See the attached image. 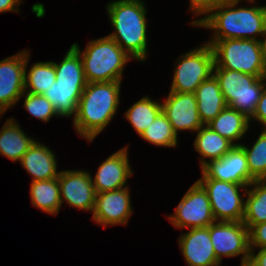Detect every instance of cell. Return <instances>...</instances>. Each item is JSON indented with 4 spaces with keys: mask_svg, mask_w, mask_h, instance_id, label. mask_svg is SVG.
I'll return each instance as SVG.
<instances>
[{
    "mask_svg": "<svg viewBox=\"0 0 266 266\" xmlns=\"http://www.w3.org/2000/svg\"><path fill=\"white\" fill-rule=\"evenodd\" d=\"M241 266H252L249 262H245L244 264H242Z\"/></svg>",
    "mask_w": 266,
    "mask_h": 266,
    "instance_id": "cell-38",
    "label": "cell"
},
{
    "mask_svg": "<svg viewBox=\"0 0 266 266\" xmlns=\"http://www.w3.org/2000/svg\"><path fill=\"white\" fill-rule=\"evenodd\" d=\"M239 1L233 0L216 6L206 13L208 14L206 17L194 20L191 24L215 29L211 40L249 39L259 41L256 37L262 36L266 28V6L237 8Z\"/></svg>",
    "mask_w": 266,
    "mask_h": 266,
    "instance_id": "cell-1",
    "label": "cell"
},
{
    "mask_svg": "<svg viewBox=\"0 0 266 266\" xmlns=\"http://www.w3.org/2000/svg\"><path fill=\"white\" fill-rule=\"evenodd\" d=\"M111 37L133 59L144 61L147 56L146 7L142 0H117L107 4Z\"/></svg>",
    "mask_w": 266,
    "mask_h": 266,
    "instance_id": "cell-3",
    "label": "cell"
},
{
    "mask_svg": "<svg viewBox=\"0 0 266 266\" xmlns=\"http://www.w3.org/2000/svg\"><path fill=\"white\" fill-rule=\"evenodd\" d=\"M127 151V147L118 150L98 167L92 180L96 193L125 188L127 178L132 176Z\"/></svg>",
    "mask_w": 266,
    "mask_h": 266,
    "instance_id": "cell-16",
    "label": "cell"
},
{
    "mask_svg": "<svg viewBox=\"0 0 266 266\" xmlns=\"http://www.w3.org/2000/svg\"><path fill=\"white\" fill-rule=\"evenodd\" d=\"M201 169V178L241 185H250L255 180L250 175L245 151L241 146H233L222 158L208 161Z\"/></svg>",
    "mask_w": 266,
    "mask_h": 266,
    "instance_id": "cell-11",
    "label": "cell"
},
{
    "mask_svg": "<svg viewBox=\"0 0 266 266\" xmlns=\"http://www.w3.org/2000/svg\"><path fill=\"white\" fill-rule=\"evenodd\" d=\"M129 188L97 193L93 220L104 226L126 224L132 214Z\"/></svg>",
    "mask_w": 266,
    "mask_h": 266,
    "instance_id": "cell-15",
    "label": "cell"
},
{
    "mask_svg": "<svg viewBox=\"0 0 266 266\" xmlns=\"http://www.w3.org/2000/svg\"><path fill=\"white\" fill-rule=\"evenodd\" d=\"M248 189L247 199L244 205L242 222L245 225H256L266 222V180H254Z\"/></svg>",
    "mask_w": 266,
    "mask_h": 266,
    "instance_id": "cell-25",
    "label": "cell"
},
{
    "mask_svg": "<svg viewBox=\"0 0 266 266\" xmlns=\"http://www.w3.org/2000/svg\"><path fill=\"white\" fill-rule=\"evenodd\" d=\"M248 262L252 266H266V248H260L257 254H254V251L250 250Z\"/></svg>",
    "mask_w": 266,
    "mask_h": 266,
    "instance_id": "cell-35",
    "label": "cell"
},
{
    "mask_svg": "<svg viewBox=\"0 0 266 266\" xmlns=\"http://www.w3.org/2000/svg\"><path fill=\"white\" fill-rule=\"evenodd\" d=\"M162 112L171 123L175 133L178 131H197L203 126L197 109L194 93L170 91L167 100L161 103Z\"/></svg>",
    "mask_w": 266,
    "mask_h": 266,
    "instance_id": "cell-14",
    "label": "cell"
},
{
    "mask_svg": "<svg viewBox=\"0 0 266 266\" xmlns=\"http://www.w3.org/2000/svg\"><path fill=\"white\" fill-rule=\"evenodd\" d=\"M206 191L215 221L242 222L244 205L239 189L249 185L229 183L211 178H200L197 181ZM242 197V198H241Z\"/></svg>",
    "mask_w": 266,
    "mask_h": 266,
    "instance_id": "cell-8",
    "label": "cell"
},
{
    "mask_svg": "<svg viewBox=\"0 0 266 266\" xmlns=\"http://www.w3.org/2000/svg\"><path fill=\"white\" fill-rule=\"evenodd\" d=\"M209 235L217 260L243 255L241 265L249 261V230L243 222L215 221L209 225Z\"/></svg>",
    "mask_w": 266,
    "mask_h": 266,
    "instance_id": "cell-10",
    "label": "cell"
},
{
    "mask_svg": "<svg viewBox=\"0 0 266 266\" xmlns=\"http://www.w3.org/2000/svg\"><path fill=\"white\" fill-rule=\"evenodd\" d=\"M86 86L87 83L55 81L43 95L51 102L58 116L75 117L79 99Z\"/></svg>",
    "mask_w": 266,
    "mask_h": 266,
    "instance_id": "cell-19",
    "label": "cell"
},
{
    "mask_svg": "<svg viewBox=\"0 0 266 266\" xmlns=\"http://www.w3.org/2000/svg\"><path fill=\"white\" fill-rule=\"evenodd\" d=\"M71 46L81 56L88 83L121 81L126 63L133 59L109 36L92 40L84 52L77 43Z\"/></svg>",
    "mask_w": 266,
    "mask_h": 266,
    "instance_id": "cell-4",
    "label": "cell"
},
{
    "mask_svg": "<svg viewBox=\"0 0 266 266\" xmlns=\"http://www.w3.org/2000/svg\"><path fill=\"white\" fill-rule=\"evenodd\" d=\"M252 118L260 122L264 126L263 129L266 130V85L261 94L256 110L249 121H251Z\"/></svg>",
    "mask_w": 266,
    "mask_h": 266,
    "instance_id": "cell-34",
    "label": "cell"
},
{
    "mask_svg": "<svg viewBox=\"0 0 266 266\" xmlns=\"http://www.w3.org/2000/svg\"><path fill=\"white\" fill-rule=\"evenodd\" d=\"M177 136L171 123L162 111L141 135L146 141L165 147L177 146Z\"/></svg>",
    "mask_w": 266,
    "mask_h": 266,
    "instance_id": "cell-29",
    "label": "cell"
},
{
    "mask_svg": "<svg viewBox=\"0 0 266 266\" xmlns=\"http://www.w3.org/2000/svg\"><path fill=\"white\" fill-rule=\"evenodd\" d=\"M21 0H0V13L8 12V11H16L19 12V9L15 8L20 5Z\"/></svg>",
    "mask_w": 266,
    "mask_h": 266,
    "instance_id": "cell-36",
    "label": "cell"
},
{
    "mask_svg": "<svg viewBox=\"0 0 266 266\" xmlns=\"http://www.w3.org/2000/svg\"><path fill=\"white\" fill-rule=\"evenodd\" d=\"M262 37H264L265 39H263V40L259 39V42H260L264 61L266 63V28H265L264 32L262 33Z\"/></svg>",
    "mask_w": 266,
    "mask_h": 266,
    "instance_id": "cell-37",
    "label": "cell"
},
{
    "mask_svg": "<svg viewBox=\"0 0 266 266\" xmlns=\"http://www.w3.org/2000/svg\"><path fill=\"white\" fill-rule=\"evenodd\" d=\"M92 179L87 171L61 170L58 176L61 204L65 200L70 206L93 212L97 193Z\"/></svg>",
    "mask_w": 266,
    "mask_h": 266,
    "instance_id": "cell-13",
    "label": "cell"
},
{
    "mask_svg": "<svg viewBox=\"0 0 266 266\" xmlns=\"http://www.w3.org/2000/svg\"><path fill=\"white\" fill-rule=\"evenodd\" d=\"M24 99V107L35 118L41 119L44 122L50 120L53 116H58L51 102L42 94H31L27 90L22 94Z\"/></svg>",
    "mask_w": 266,
    "mask_h": 266,
    "instance_id": "cell-31",
    "label": "cell"
},
{
    "mask_svg": "<svg viewBox=\"0 0 266 266\" xmlns=\"http://www.w3.org/2000/svg\"><path fill=\"white\" fill-rule=\"evenodd\" d=\"M213 75L218 80L227 106L250 119L265 88L266 77H257L236 70L214 68Z\"/></svg>",
    "mask_w": 266,
    "mask_h": 266,
    "instance_id": "cell-6",
    "label": "cell"
},
{
    "mask_svg": "<svg viewBox=\"0 0 266 266\" xmlns=\"http://www.w3.org/2000/svg\"><path fill=\"white\" fill-rule=\"evenodd\" d=\"M30 187L31 201L34 206L51 215L58 214L62 205L58 178L32 181Z\"/></svg>",
    "mask_w": 266,
    "mask_h": 266,
    "instance_id": "cell-24",
    "label": "cell"
},
{
    "mask_svg": "<svg viewBox=\"0 0 266 266\" xmlns=\"http://www.w3.org/2000/svg\"><path fill=\"white\" fill-rule=\"evenodd\" d=\"M249 119L242 113L226 106L210 123L207 124L212 130L233 143L242 138L249 129Z\"/></svg>",
    "mask_w": 266,
    "mask_h": 266,
    "instance_id": "cell-21",
    "label": "cell"
},
{
    "mask_svg": "<svg viewBox=\"0 0 266 266\" xmlns=\"http://www.w3.org/2000/svg\"><path fill=\"white\" fill-rule=\"evenodd\" d=\"M21 165L32 175V181L58 178L57 161L53 151L37 141L30 146L20 160Z\"/></svg>",
    "mask_w": 266,
    "mask_h": 266,
    "instance_id": "cell-18",
    "label": "cell"
},
{
    "mask_svg": "<svg viewBox=\"0 0 266 266\" xmlns=\"http://www.w3.org/2000/svg\"><path fill=\"white\" fill-rule=\"evenodd\" d=\"M246 226L249 230L250 250H253L254 246L266 248V222Z\"/></svg>",
    "mask_w": 266,
    "mask_h": 266,
    "instance_id": "cell-32",
    "label": "cell"
},
{
    "mask_svg": "<svg viewBox=\"0 0 266 266\" xmlns=\"http://www.w3.org/2000/svg\"><path fill=\"white\" fill-rule=\"evenodd\" d=\"M234 145L223 136L216 133L207 125H203L197 130V137L194 141L196 151L200 153L201 168L209 161L217 160L226 155ZM204 159V160H203Z\"/></svg>",
    "mask_w": 266,
    "mask_h": 266,
    "instance_id": "cell-23",
    "label": "cell"
},
{
    "mask_svg": "<svg viewBox=\"0 0 266 266\" xmlns=\"http://www.w3.org/2000/svg\"><path fill=\"white\" fill-rule=\"evenodd\" d=\"M29 53L26 56L24 84L25 91L29 89L28 93L42 94L49 89L56 81V71L54 62H37L34 63L27 74V64L29 61Z\"/></svg>",
    "mask_w": 266,
    "mask_h": 266,
    "instance_id": "cell-26",
    "label": "cell"
},
{
    "mask_svg": "<svg viewBox=\"0 0 266 266\" xmlns=\"http://www.w3.org/2000/svg\"><path fill=\"white\" fill-rule=\"evenodd\" d=\"M214 68L236 70L257 77H266V63L260 42L249 39L210 40Z\"/></svg>",
    "mask_w": 266,
    "mask_h": 266,
    "instance_id": "cell-5",
    "label": "cell"
},
{
    "mask_svg": "<svg viewBox=\"0 0 266 266\" xmlns=\"http://www.w3.org/2000/svg\"><path fill=\"white\" fill-rule=\"evenodd\" d=\"M240 146L245 151L250 175L255 180H266V130L261 131L251 149L244 144Z\"/></svg>",
    "mask_w": 266,
    "mask_h": 266,
    "instance_id": "cell-30",
    "label": "cell"
},
{
    "mask_svg": "<svg viewBox=\"0 0 266 266\" xmlns=\"http://www.w3.org/2000/svg\"><path fill=\"white\" fill-rule=\"evenodd\" d=\"M54 67L56 71V81L88 83L85 78L81 56L72 46L59 64L54 62Z\"/></svg>",
    "mask_w": 266,
    "mask_h": 266,
    "instance_id": "cell-28",
    "label": "cell"
},
{
    "mask_svg": "<svg viewBox=\"0 0 266 266\" xmlns=\"http://www.w3.org/2000/svg\"><path fill=\"white\" fill-rule=\"evenodd\" d=\"M194 94L203 125L210 123L227 106L219 82L214 75L203 81Z\"/></svg>",
    "mask_w": 266,
    "mask_h": 266,
    "instance_id": "cell-20",
    "label": "cell"
},
{
    "mask_svg": "<svg viewBox=\"0 0 266 266\" xmlns=\"http://www.w3.org/2000/svg\"><path fill=\"white\" fill-rule=\"evenodd\" d=\"M168 219L175 228H205L215 222L208 195L196 181Z\"/></svg>",
    "mask_w": 266,
    "mask_h": 266,
    "instance_id": "cell-9",
    "label": "cell"
},
{
    "mask_svg": "<svg viewBox=\"0 0 266 266\" xmlns=\"http://www.w3.org/2000/svg\"><path fill=\"white\" fill-rule=\"evenodd\" d=\"M189 230L180 235L179 239V246L188 266H219L221 263L215 256L209 226Z\"/></svg>",
    "mask_w": 266,
    "mask_h": 266,
    "instance_id": "cell-17",
    "label": "cell"
},
{
    "mask_svg": "<svg viewBox=\"0 0 266 266\" xmlns=\"http://www.w3.org/2000/svg\"><path fill=\"white\" fill-rule=\"evenodd\" d=\"M161 111V103L152 101L147 96L133 104L128 111H126L125 116L136 132L141 136Z\"/></svg>",
    "mask_w": 266,
    "mask_h": 266,
    "instance_id": "cell-27",
    "label": "cell"
},
{
    "mask_svg": "<svg viewBox=\"0 0 266 266\" xmlns=\"http://www.w3.org/2000/svg\"><path fill=\"white\" fill-rule=\"evenodd\" d=\"M121 81L87 83L74 117L77 133L92 141L112 120L120 102Z\"/></svg>",
    "mask_w": 266,
    "mask_h": 266,
    "instance_id": "cell-2",
    "label": "cell"
},
{
    "mask_svg": "<svg viewBox=\"0 0 266 266\" xmlns=\"http://www.w3.org/2000/svg\"><path fill=\"white\" fill-rule=\"evenodd\" d=\"M233 0H190V9L196 13V15L205 14L212 8L220 6L224 3H229Z\"/></svg>",
    "mask_w": 266,
    "mask_h": 266,
    "instance_id": "cell-33",
    "label": "cell"
},
{
    "mask_svg": "<svg viewBox=\"0 0 266 266\" xmlns=\"http://www.w3.org/2000/svg\"><path fill=\"white\" fill-rule=\"evenodd\" d=\"M14 120L10 118L1 128L0 154L16 162L21 160L35 140L27 137Z\"/></svg>",
    "mask_w": 266,
    "mask_h": 266,
    "instance_id": "cell-22",
    "label": "cell"
},
{
    "mask_svg": "<svg viewBox=\"0 0 266 266\" xmlns=\"http://www.w3.org/2000/svg\"><path fill=\"white\" fill-rule=\"evenodd\" d=\"M28 53L23 50L0 61V115L15 105L25 92L24 75Z\"/></svg>",
    "mask_w": 266,
    "mask_h": 266,
    "instance_id": "cell-12",
    "label": "cell"
},
{
    "mask_svg": "<svg viewBox=\"0 0 266 266\" xmlns=\"http://www.w3.org/2000/svg\"><path fill=\"white\" fill-rule=\"evenodd\" d=\"M214 65L213 50L207 43L182 55L175 66L170 91L194 93L203 81L213 75Z\"/></svg>",
    "mask_w": 266,
    "mask_h": 266,
    "instance_id": "cell-7",
    "label": "cell"
}]
</instances>
